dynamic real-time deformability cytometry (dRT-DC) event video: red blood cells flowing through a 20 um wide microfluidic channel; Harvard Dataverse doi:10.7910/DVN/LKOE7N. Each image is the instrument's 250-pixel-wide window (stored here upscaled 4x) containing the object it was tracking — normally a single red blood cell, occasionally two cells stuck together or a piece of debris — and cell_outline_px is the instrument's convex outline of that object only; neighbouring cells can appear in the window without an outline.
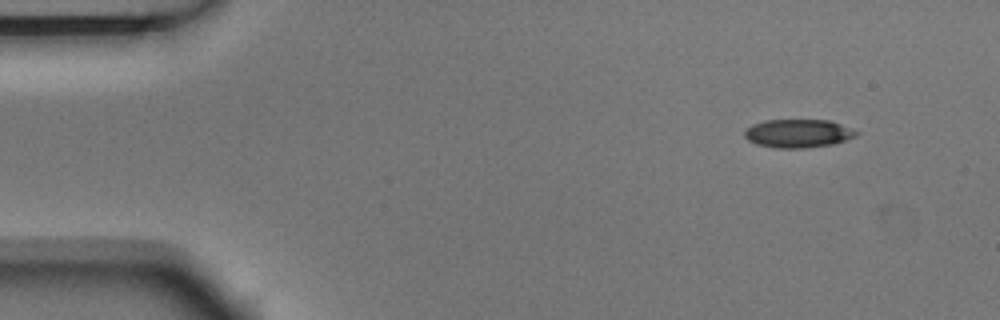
{"species": "Egyptian fruit bat (a non-hibernating species)", "species_latin": "Rousettus aegyptiacus", "temperature_condition": "room temperature", "stored_images_in_passage": 4, "segment_of_instrument_passage": [1, 2], "camera_frame_rate_fps": 3000, "um_per_image_px": 0.085, "animal": {"sex": "male"}, "frame": {"image": 1, "passage_image": 1, "time_ms": 0.0, "image_size_px": [1000, 320], "cell_outline_px": [[860, 132], [856, 136], [832, 144], [804, 148], [776, 148], [756, 144], [748, 140], [744, 136], [744, 132], [752, 124], [764, 120], [832, 120]], "centroid_in_image_um": [67.84, 11.33], "position_along_channel_um": 17.2, "area_um2": 18.5}}
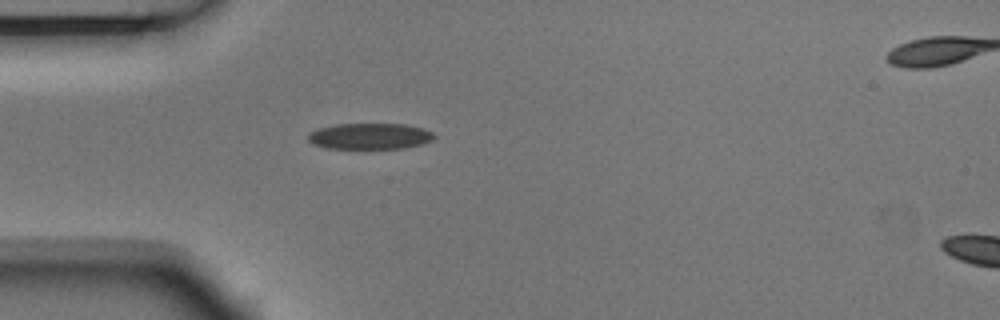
{"frame": {"image": 2, "passage_image": 3, "time_ms": 0.667, "image_size_px": [1000, 320], "cell_outline_px": [[436, 136], [432, 140], [420, 144], [404, 148], [324, 148], [312, 144], [308, 140], [308, 136], [312, 132], [320, 128], [336, 124], [404, 124], [424, 128], [432, 132]], "centroid_in_image_um": [31.45, 11.57], "position_along_channel_um": 53.6, "area_um2": 19.02}}